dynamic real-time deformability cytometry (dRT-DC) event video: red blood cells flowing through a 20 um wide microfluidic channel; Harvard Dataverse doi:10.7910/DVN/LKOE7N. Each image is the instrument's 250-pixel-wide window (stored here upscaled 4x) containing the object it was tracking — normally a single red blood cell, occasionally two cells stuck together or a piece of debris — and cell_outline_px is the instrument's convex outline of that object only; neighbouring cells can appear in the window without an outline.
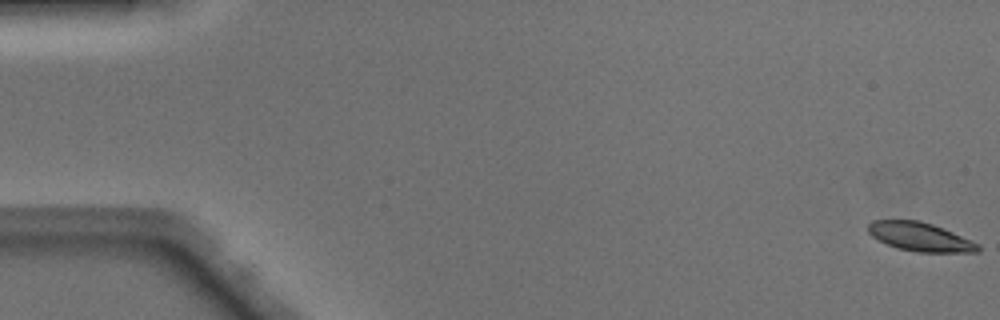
{"species": "Egyptian fruit bat (a non-hibernating species)", "species_latin": "Rousettus aegyptiacus", "temperature_condition": "warm", "stored_images_in_passage": 15, "camera_frame_rate_fps": 3000, "um_per_image_px": 0.085, "animal": {"sex": "male"}, "frame": {"image": 1, "passage_image": 1, "time_ms": 0.0, "image_size_px": [1000, 320], "cell_outline_px": [[980, 252], [916, 252], [896, 248], [872, 236], [868, 232], [868, 224], [872, 220], [920, 220], [932, 224], [952, 232], [980, 244]], "centroid_in_image_um": [78.21, 20.13], "position_along_channel_um": 6.8, "area_um2": 18.32}}